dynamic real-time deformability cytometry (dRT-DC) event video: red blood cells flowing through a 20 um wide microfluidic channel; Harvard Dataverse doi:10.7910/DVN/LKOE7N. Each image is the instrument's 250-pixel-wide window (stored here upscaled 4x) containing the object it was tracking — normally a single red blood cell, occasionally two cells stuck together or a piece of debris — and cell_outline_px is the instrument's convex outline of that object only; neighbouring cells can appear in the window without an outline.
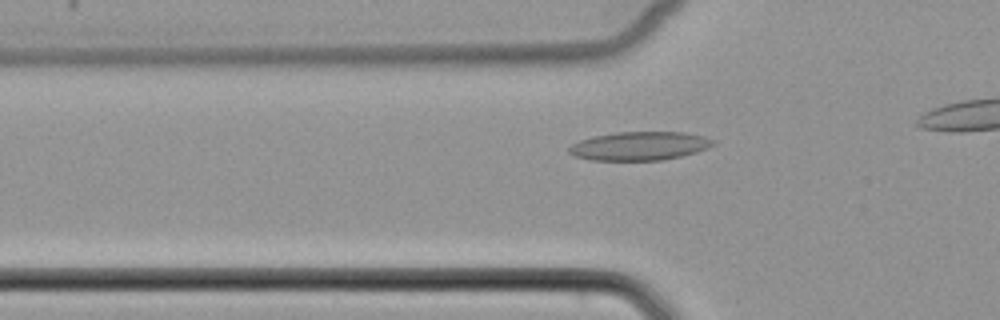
{"species": "common noctule bat (a hibernating species)", "species_latin": "Nyctalus noctula", "temperature_condition": "cold", "stored_images_in_passage": 22, "camera_frame_rate_fps": 3000, "um_per_image_px": 0.085, "animal": {"sex": "female", "body_mass_g": 22.7, "forearm_length_mm": 54.2}, "frame": {"image": 1, "passage_image": 13, "time_ms": 4.0, "image_size_px": [1000, 320], "cell_outline_px": [[716, 144], [708, 148], [696, 152], [664, 160], [592, 160], [572, 156], [568, 152], [568, 148], [572, 144], [580, 140], [592, 136], [616, 132], [684, 132], [704, 136], [716, 140]], "centroid_in_image_um": [54.36, 12.4], "position_along_channel_um": 71.4, "area_um2": 24.22}}